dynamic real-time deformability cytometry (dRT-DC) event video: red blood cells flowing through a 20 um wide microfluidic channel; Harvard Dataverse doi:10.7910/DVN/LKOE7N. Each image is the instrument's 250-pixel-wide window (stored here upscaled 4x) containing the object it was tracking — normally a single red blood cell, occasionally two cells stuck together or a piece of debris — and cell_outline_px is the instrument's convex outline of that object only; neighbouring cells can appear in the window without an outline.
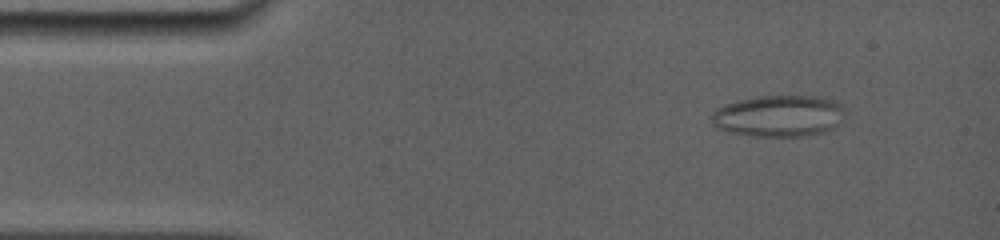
{"species": "common noctule bat (a hibernating species)", "species_latin": "Nyctalus noctula", "temperature_condition": "room temperature", "stored_images_in_passage": 76, "camera_frame_rate_fps": 5000, "um_per_image_px": 0.085, "animal": {"sex": "female", "body_mass_g": 19.0, "forearm_length_mm": 56.7}, "frame": {"image": 1, "passage_image": 9, "time_ms": 1.6, "image_size_px": [1000, 240], "cell_outline_px": [[844, 112], [836, 124], [832, 128], [824, 132], [800, 136], [752, 136], [728, 132], [716, 128], [712, 124], [712, 112], [716, 108], [740, 100], [760, 96], [816, 96], [832, 100], [840, 104], [844, 108]], "centroid_in_image_um": [66.15, 9.86], "position_along_channel_um": 18.8, "area_um2": 32.02}}
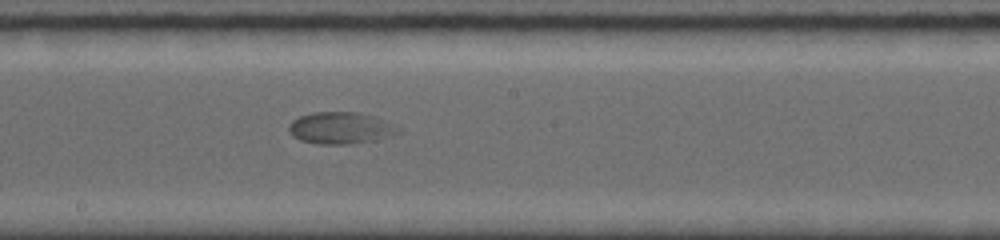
{"frame": {"image": 2, "passage_image": 40, "time_ms": 8.8, "image_size_px": [1000, 240], "cell_outline_px": [[404, 128], [400, 132], [376, 140], [352, 144], [320, 144], [300, 140], [292, 136], [288, 128], [288, 124], [292, 120], [300, 116], [312, 112], [356, 112], [376, 116], [396, 124]], "centroid_in_image_um": [28.99, 10.87], "position_along_channel_um": 219.2, "area_um2": 20.63}}
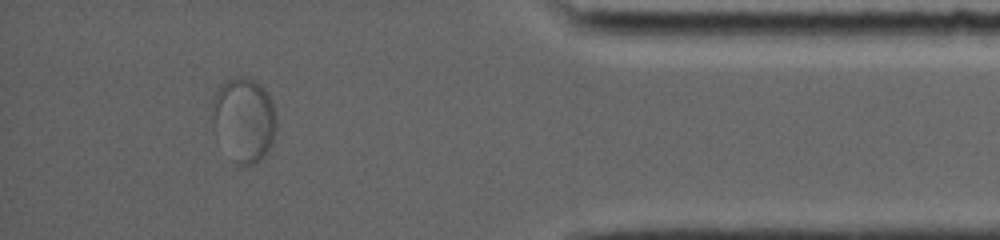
{"frame": {"image": 3, "passage_image": 67, "time_ms": 14.6, "image_size_px": [1000, 240], "cell_outline_px": [[276, 132], [272, 144], [268, 152], [260, 160], [252, 164], [240, 168], [212, 124], [208, 116], [212, 100], [220, 84], [228, 76], [244, 76], [256, 80], [264, 88], [272, 100], [276, 116]], "centroid_in_image_um": [20.73, 10.1], "position_along_channel_um": 414.5, "area_um2": 32.02}}